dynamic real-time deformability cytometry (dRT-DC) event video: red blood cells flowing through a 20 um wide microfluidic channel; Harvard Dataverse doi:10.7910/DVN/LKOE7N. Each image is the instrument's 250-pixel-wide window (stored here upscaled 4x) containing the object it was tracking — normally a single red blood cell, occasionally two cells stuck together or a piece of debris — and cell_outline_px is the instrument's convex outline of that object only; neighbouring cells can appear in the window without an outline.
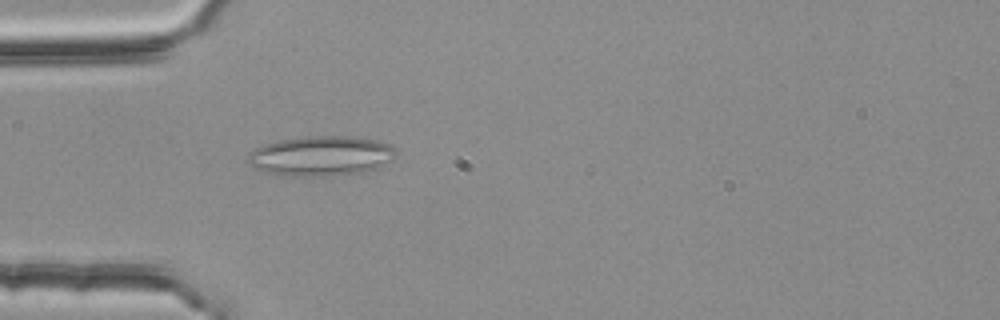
{"species": "common noctule bat (a hibernating species)", "species_latin": "Nyctalus noctula", "temperature_condition": "room temperature", "stored_images_in_passage": 40, "segment_of_instrument_passage": [1, 2], "camera_frame_rate_fps": 3000, "um_per_image_px": 0.085, "animal": {"sex": "female", "body_mass_g": 25.1}, "frame": {"image": 1, "passage_image": 5, "time_ms": 1.333, "image_size_px": [1000, 320], "cell_outline_px": [[396, 156], [392, 160], [376, 168], [364, 172], [332, 176], [296, 176], [268, 172], [256, 168], [248, 164], [248, 152], [260, 144], [280, 140], [304, 136], [348, 136], [376, 140], [388, 144], [396, 148]], "centroid_in_image_um": [27.28, 13.24], "position_along_channel_um": 57.7, "area_um2": 34.62}}